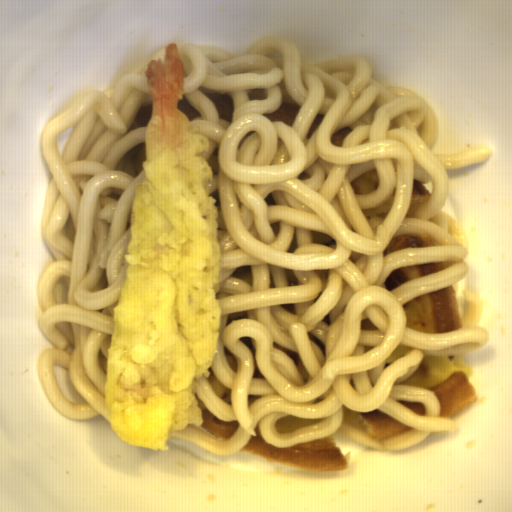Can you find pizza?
<instances>
[{"instance_id":"3","label":"pizza","mask_w":512,"mask_h":512,"mask_svg":"<svg viewBox=\"0 0 512 512\" xmlns=\"http://www.w3.org/2000/svg\"><path fill=\"white\" fill-rule=\"evenodd\" d=\"M406 326L429 334L462 329L455 283L421 293L402 304Z\"/></svg>"},{"instance_id":"12","label":"pizza","mask_w":512,"mask_h":512,"mask_svg":"<svg viewBox=\"0 0 512 512\" xmlns=\"http://www.w3.org/2000/svg\"><path fill=\"white\" fill-rule=\"evenodd\" d=\"M431 197L425 184L414 178L412 183V198Z\"/></svg>"},{"instance_id":"13","label":"pizza","mask_w":512,"mask_h":512,"mask_svg":"<svg viewBox=\"0 0 512 512\" xmlns=\"http://www.w3.org/2000/svg\"><path fill=\"white\" fill-rule=\"evenodd\" d=\"M351 132H353L351 128H345L344 127L342 129L332 133L331 141L335 145H338V146L342 147L345 136H347Z\"/></svg>"},{"instance_id":"11","label":"pizza","mask_w":512,"mask_h":512,"mask_svg":"<svg viewBox=\"0 0 512 512\" xmlns=\"http://www.w3.org/2000/svg\"><path fill=\"white\" fill-rule=\"evenodd\" d=\"M206 94V93H205ZM217 107L218 118L232 122L234 113V99L230 95L206 94Z\"/></svg>"},{"instance_id":"2","label":"pizza","mask_w":512,"mask_h":512,"mask_svg":"<svg viewBox=\"0 0 512 512\" xmlns=\"http://www.w3.org/2000/svg\"><path fill=\"white\" fill-rule=\"evenodd\" d=\"M259 425L260 422L254 428L256 436H251L249 442L241 448L286 467L322 471L349 466L331 434L290 447H274L262 438Z\"/></svg>"},{"instance_id":"10","label":"pizza","mask_w":512,"mask_h":512,"mask_svg":"<svg viewBox=\"0 0 512 512\" xmlns=\"http://www.w3.org/2000/svg\"><path fill=\"white\" fill-rule=\"evenodd\" d=\"M301 107H297L287 102H283L281 106L271 114H263L269 121L284 122L293 128L297 115Z\"/></svg>"},{"instance_id":"7","label":"pizza","mask_w":512,"mask_h":512,"mask_svg":"<svg viewBox=\"0 0 512 512\" xmlns=\"http://www.w3.org/2000/svg\"><path fill=\"white\" fill-rule=\"evenodd\" d=\"M433 246H443L439 242H437L432 237H424V236H401V237H392L389 241L388 245L385 248L384 256L400 249V248H423V247H433Z\"/></svg>"},{"instance_id":"14","label":"pizza","mask_w":512,"mask_h":512,"mask_svg":"<svg viewBox=\"0 0 512 512\" xmlns=\"http://www.w3.org/2000/svg\"><path fill=\"white\" fill-rule=\"evenodd\" d=\"M400 402V401H399ZM408 409L414 411L417 414H426V408L421 402H400Z\"/></svg>"},{"instance_id":"1","label":"pizza","mask_w":512,"mask_h":512,"mask_svg":"<svg viewBox=\"0 0 512 512\" xmlns=\"http://www.w3.org/2000/svg\"><path fill=\"white\" fill-rule=\"evenodd\" d=\"M398 384L434 392L440 417L447 419L473 408L478 399L470 368L458 354H427L417 370Z\"/></svg>"},{"instance_id":"9","label":"pizza","mask_w":512,"mask_h":512,"mask_svg":"<svg viewBox=\"0 0 512 512\" xmlns=\"http://www.w3.org/2000/svg\"><path fill=\"white\" fill-rule=\"evenodd\" d=\"M322 419H309V418H301L294 415H287L276 421L274 424L276 432L279 434H287L292 433L295 430L306 427L318 422H321Z\"/></svg>"},{"instance_id":"5","label":"pizza","mask_w":512,"mask_h":512,"mask_svg":"<svg viewBox=\"0 0 512 512\" xmlns=\"http://www.w3.org/2000/svg\"><path fill=\"white\" fill-rule=\"evenodd\" d=\"M454 264L456 263L452 261H445L411 266H402L389 273L384 283V288L387 289L388 291L394 290L396 287L410 279L425 277L434 273L444 271L447 268L453 266Z\"/></svg>"},{"instance_id":"8","label":"pizza","mask_w":512,"mask_h":512,"mask_svg":"<svg viewBox=\"0 0 512 512\" xmlns=\"http://www.w3.org/2000/svg\"><path fill=\"white\" fill-rule=\"evenodd\" d=\"M351 183L355 189V194L366 196L380 187V177L377 169H373L358 176Z\"/></svg>"},{"instance_id":"15","label":"pizza","mask_w":512,"mask_h":512,"mask_svg":"<svg viewBox=\"0 0 512 512\" xmlns=\"http://www.w3.org/2000/svg\"><path fill=\"white\" fill-rule=\"evenodd\" d=\"M324 117L325 115H317L315 116L314 118V121L311 125V128H310V131L308 133V136L307 138H311V136L313 135V133L316 131V129L319 127V125L322 123V121L324 120Z\"/></svg>"},{"instance_id":"6","label":"pizza","mask_w":512,"mask_h":512,"mask_svg":"<svg viewBox=\"0 0 512 512\" xmlns=\"http://www.w3.org/2000/svg\"><path fill=\"white\" fill-rule=\"evenodd\" d=\"M202 414L203 426L213 436L227 440L233 437L238 429L239 424L236 421L224 422L223 420L218 418L214 413H212L209 409H205L204 411H202Z\"/></svg>"},{"instance_id":"4","label":"pizza","mask_w":512,"mask_h":512,"mask_svg":"<svg viewBox=\"0 0 512 512\" xmlns=\"http://www.w3.org/2000/svg\"><path fill=\"white\" fill-rule=\"evenodd\" d=\"M355 421L379 440L411 431V426L401 423L376 409L361 412L357 415Z\"/></svg>"}]
</instances>
